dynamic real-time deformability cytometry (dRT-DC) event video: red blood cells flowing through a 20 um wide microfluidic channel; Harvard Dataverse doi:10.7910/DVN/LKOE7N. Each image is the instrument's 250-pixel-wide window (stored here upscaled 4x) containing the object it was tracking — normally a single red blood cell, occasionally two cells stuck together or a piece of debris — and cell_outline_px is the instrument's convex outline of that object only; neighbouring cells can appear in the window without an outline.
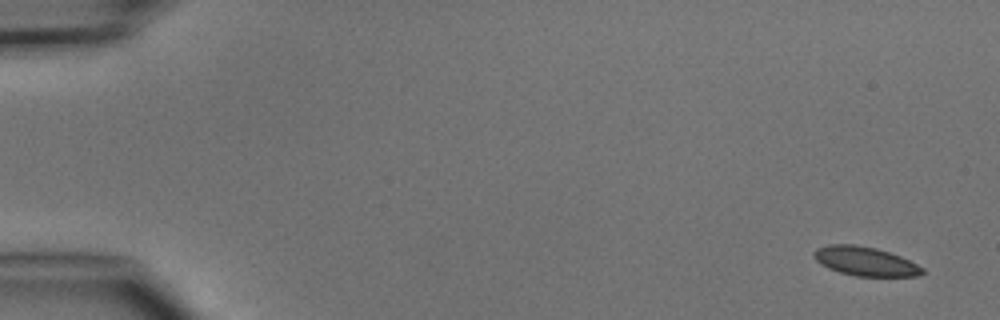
{"species": "common noctule bat (a hibernating species)", "species_latin": "Nyctalus noctula", "temperature_condition": "cold", "stored_images_in_passage": 5, "camera_frame_rate_fps": 3000, "um_per_image_px": 0.085, "animal": {"sex": "male", "body_mass_g": 15.6}, "frame": {"image": 1, "passage_image": 1, "time_ms": 0.0, "image_size_px": [1000, 320], "cell_outline_px": [[924, 272], [920, 276], [856, 276], [840, 272], [828, 268], [820, 264], [812, 256], [812, 252], [816, 248], [828, 244], [856, 244], [876, 248], [900, 256], [924, 268]], "centroid_in_image_um": [73.5, 22.2], "position_along_channel_um": 11.5, "area_um2": 18.44}}
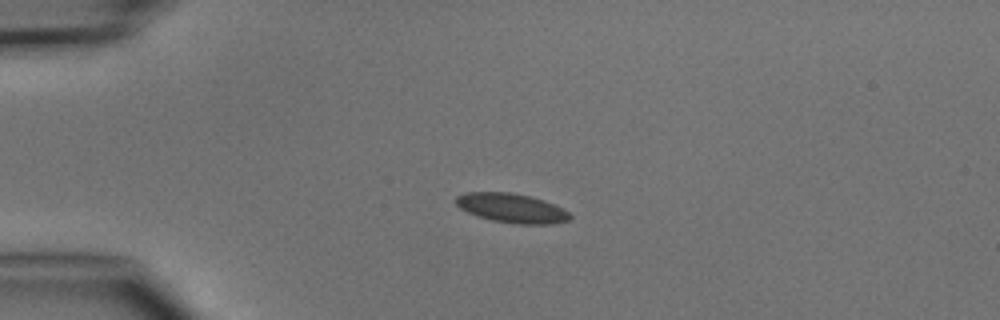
{"frame": {"image": 2, "passage_image": 4, "time_ms": 3.333, "image_size_px": [1000, 320], "cell_outline_px": [[572, 216], [568, 220], [552, 224], [516, 224], [492, 220], [476, 216], [460, 208], [456, 204], [456, 196], [468, 192], [508, 192], [528, 196], [544, 200], [564, 208]], "centroid_in_image_um": [43.5, 17.69], "position_along_channel_um": 41.5, "area_um2": 19.42}}